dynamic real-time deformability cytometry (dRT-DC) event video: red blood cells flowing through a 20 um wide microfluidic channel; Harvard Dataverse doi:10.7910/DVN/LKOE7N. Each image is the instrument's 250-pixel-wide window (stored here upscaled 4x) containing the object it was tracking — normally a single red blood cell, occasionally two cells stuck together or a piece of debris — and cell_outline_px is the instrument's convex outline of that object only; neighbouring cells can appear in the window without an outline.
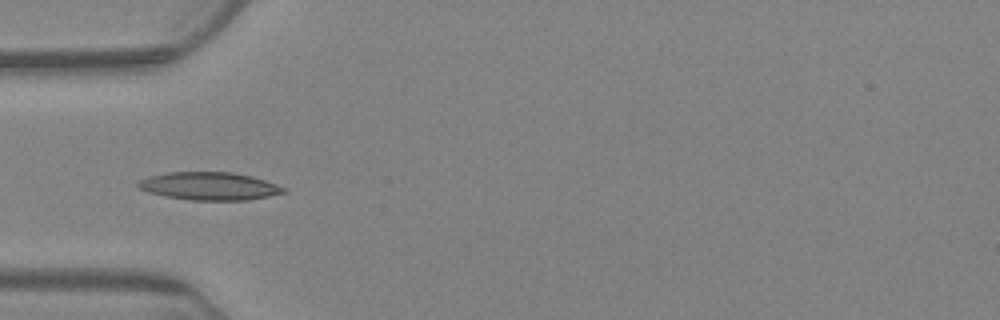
{"species": "Egyptian fruit bat (a non-hibernating species)", "species_latin": "Rousettus aegyptiacus", "temperature_condition": "warm", "stored_images_in_passage": 8, "camera_frame_rate_fps": 3000, "um_per_image_px": 0.085, "animal": {"sex": "female"}, "frame": {"image": 1, "passage_image": 7, "time_ms": 8.0, "image_size_px": [1000, 320], "cell_outline_px": [[288, 192], [248, 200], [192, 200], [164, 196], [148, 192], [136, 188], [136, 180], [148, 176], [168, 172], [232, 172], [252, 176], [288, 188]], "centroid_in_image_um": [17.76, 15.81], "position_along_channel_um": 67.2, "area_um2": 23.93}}
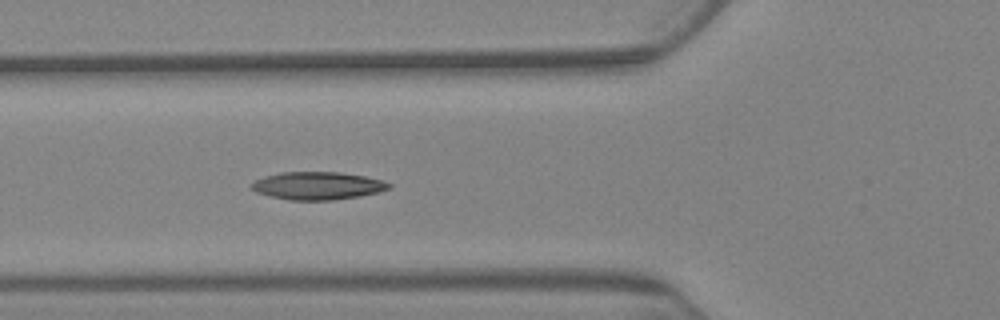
{"frame": {"image": 2, "passage_image": 8, "time_ms": 9.0, "image_size_px": [1000, 320], "cell_outline_px": [[392, 188], [380, 192], [360, 196], [332, 200], [288, 200], [256, 192], [252, 188], [252, 184], [256, 180], [264, 176], [280, 172], [340, 172], [364, 176], [380, 180], [392, 184]], "centroid_in_image_um": [27.03, 15.79], "position_along_channel_um": 98.8, "area_um2": 22.2}}